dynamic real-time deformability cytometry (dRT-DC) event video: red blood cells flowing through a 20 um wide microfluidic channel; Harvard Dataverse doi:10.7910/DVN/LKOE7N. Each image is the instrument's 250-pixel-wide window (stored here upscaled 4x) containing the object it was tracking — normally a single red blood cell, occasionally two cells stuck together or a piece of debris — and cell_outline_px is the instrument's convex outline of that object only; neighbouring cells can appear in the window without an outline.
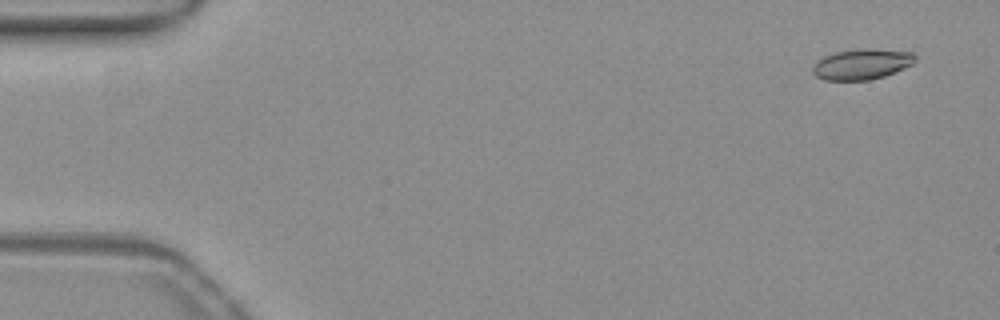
{"species": "common noctule bat (a hibernating species)", "species_latin": "Nyctalus noctula", "temperature_condition": "warm", "stored_images_in_passage": 52, "camera_frame_rate_fps": 3000, "um_per_image_px": 0.085, "animal": {"sex": "female", "body_mass_g": 19.3, "forearm_length_mm": 54.1}, "frame": {"image": 1, "passage_image": 2, "time_ms": 0.333, "image_size_px": [1000, 320], "cell_outline_px": [[916, 60], [912, 64], [904, 68], [884, 76], [868, 80], [824, 80], [816, 76], [812, 72], [812, 68], [824, 56], [836, 52], [860, 48], [872, 48], [912, 52], [916, 56]], "centroid_in_image_um": [73.28, 5.45], "position_along_channel_um": 11.7, "area_um2": 18.21}}
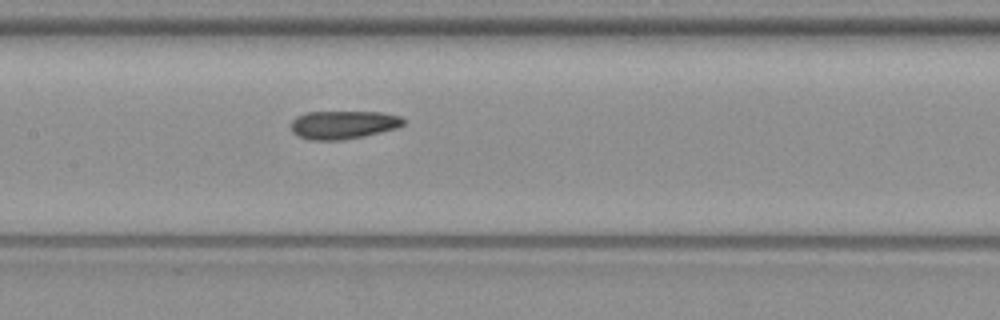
{"frame": {"image": 2, "passage_image": 25, "time_ms": 8.0, "image_size_px": [1000, 320], "cell_outline_px": [[404, 124], [396, 128], [364, 136], [340, 140], [308, 140], [296, 136], [292, 132], [292, 120], [296, 116], [308, 112], [384, 112], [400, 116], [404, 120]], "centroid_in_image_um": [29.15, 10.6], "position_along_channel_um": 178.3, "area_um2": 18.55}}
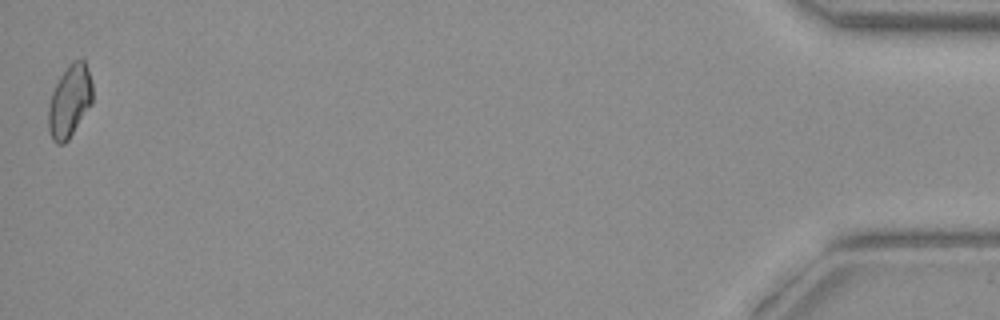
{"frame": {"image": 3, "passage_image": 52, "time_ms": 17.0, "image_size_px": [1000, 320], "cell_outline_px": [[92, 104], [68, 140], [64, 144], [56, 144], [52, 140], [48, 128], [48, 108], [52, 92], [60, 76], [68, 64], [72, 60], [80, 56], [84, 60], [88, 68], [92, 84]], "centroid_in_image_um": [5.92, 8.57], "position_along_channel_um": 429.3, "area_um2": 18.9}, "authors_computed_cell_mechanics": {"area_um2": 18.7272, "velocity_mm_per_s": 3.8932, "shape_relaxation_time_tau1_ms": null, "shape_relaxation_time_tau2_ms": 2.1404, "deformation_change_tau1": null, "deformation_change_tau2": 0.0885}}